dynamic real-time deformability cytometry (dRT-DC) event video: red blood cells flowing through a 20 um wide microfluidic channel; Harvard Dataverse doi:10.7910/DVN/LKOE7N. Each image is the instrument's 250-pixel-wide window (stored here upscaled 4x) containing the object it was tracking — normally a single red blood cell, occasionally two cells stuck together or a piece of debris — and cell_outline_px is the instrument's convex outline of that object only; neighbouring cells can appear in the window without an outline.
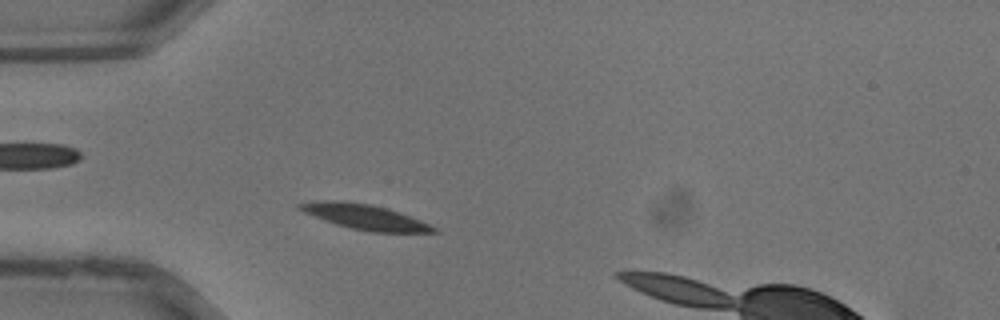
{"species": "common noctule bat (a hibernating species)", "species_latin": "Nyctalus noctula", "temperature_condition": "warm", "stored_images_in_passage": 31, "camera_frame_rate_fps": 3000, "um_per_image_px": 0.085, "animal": {"sex": "male", "body_mass_g": 13.3}, "frame": {"image": 1, "passage_image": 4, "time_ms": 1.0, "image_size_px": [1000, 320], "cell_outline_px": [[440, 232], [372, 232], [352, 228], [336, 224], [324, 220], [304, 212], [296, 208], [296, 204], [316, 200], [336, 200], [368, 204], [384, 208], [420, 220], [436, 228]], "centroid_in_image_um": [30.94, 18.43], "position_along_channel_um": 54.1, "area_um2": 19.13}}
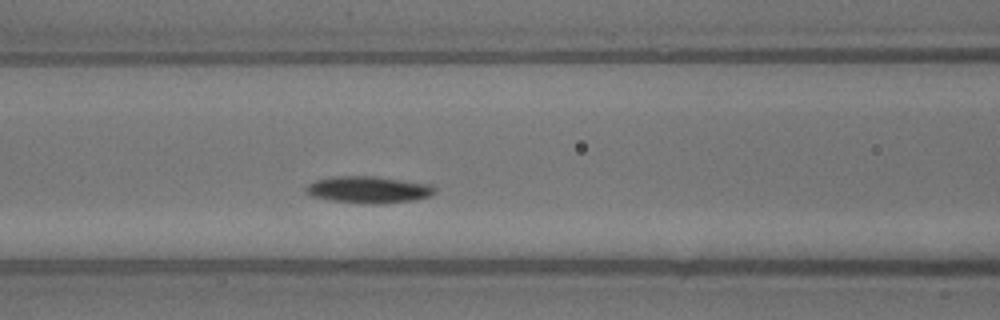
{"frame": {"image": 2, "passage_image": 9, "time_ms": 2.667, "image_size_px": [1000, 320], "cell_outline_px": [[436, 192], [428, 196], [416, 200], [384, 204], [364, 204], [332, 200], [312, 196], [304, 192], [304, 188], [308, 184], [316, 180], [332, 176], [372, 176], [432, 184], [436, 188]], "centroid_in_image_um": [31.33, 16.13], "position_along_channel_um": 135.3, "area_um2": 20.35}}
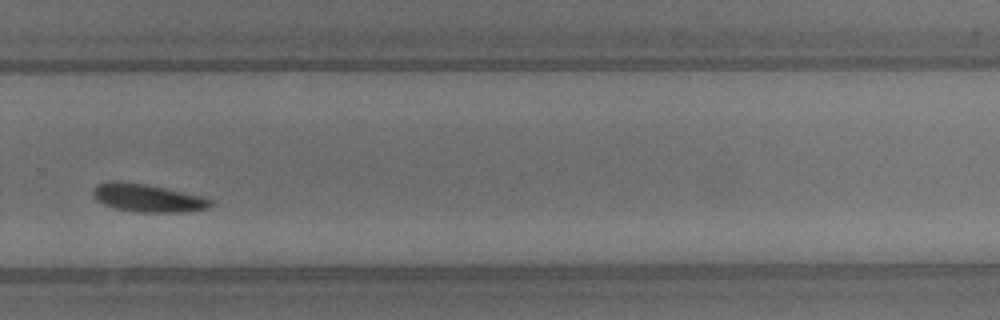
{"frame": {"image": 3, "passage_image": 19, "time_ms": 6.0, "image_size_px": [1000, 320], "cell_outline_px": [[212, 204], [208, 208], [180, 212], [136, 212], [116, 208], [104, 204], [96, 200], [92, 196], [92, 192], [96, 184], [108, 180], [112, 180], [144, 184], [164, 188], [200, 196], [212, 200]], "centroid_in_image_um": [12.47, 16.82], "position_along_channel_um": 317.3, "area_um2": 18.96}}